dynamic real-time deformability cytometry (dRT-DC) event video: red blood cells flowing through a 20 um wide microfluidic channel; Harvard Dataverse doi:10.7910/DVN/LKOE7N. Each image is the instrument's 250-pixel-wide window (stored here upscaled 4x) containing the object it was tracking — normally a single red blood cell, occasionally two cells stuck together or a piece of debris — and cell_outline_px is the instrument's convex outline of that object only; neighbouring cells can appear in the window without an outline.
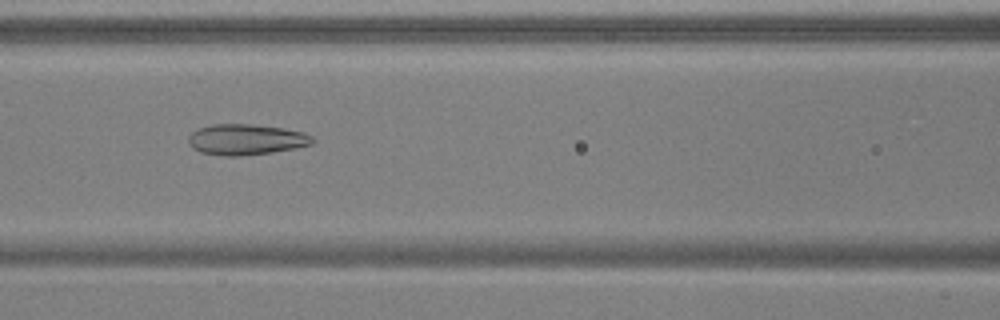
{"species": "common noctule bat (a hibernating species)", "species_latin": "Nyctalus noctula", "temperature_condition": "warm", "stored_images_in_passage": 47, "camera_frame_rate_fps": 3000, "um_per_image_px": 0.085, "animal": {"sex": "male", "body_mass_g": 17.9, "forearm_length_mm": 54.2}, "frame": {"image": 1, "passage_image": 18, "time_ms": 5.667, "image_size_px": [1000, 320], "cell_outline_px": [[316, 140], [312, 144], [296, 148], [272, 152], [240, 156], [224, 156], [200, 152], [192, 148], [188, 140], [188, 136], [196, 128], [212, 124], [252, 124], [284, 128], [304, 132], [312, 136]], "centroid_in_image_um": [20.92, 11.85], "position_along_channel_um": 145.7, "area_um2": 22.48}}
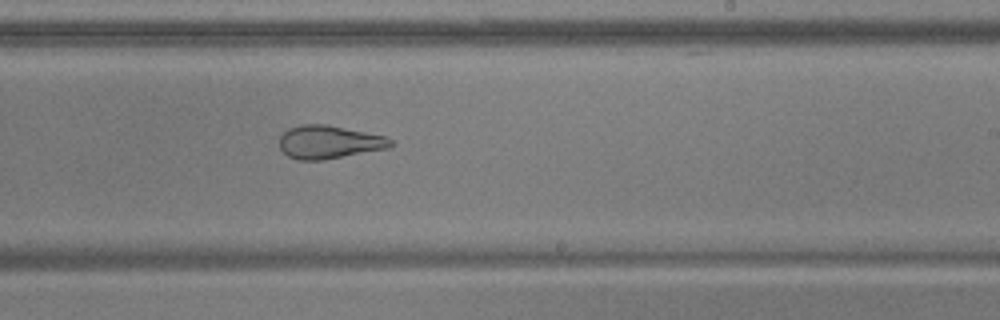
{"frame": {"image": 2, "passage_image": 27, "time_ms": 8.667, "image_size_px": [1000, 320], "cell_outline_px": [[392, 144], [388, 148], [324, 160], [300, 160], [288, 156], [280, 148], [280, 136], [288, 128], [300, 124], [328, 124], [384, 136], [392, 140]], "centroid_in_image_um": [27.94, 12.07], "position_along_channel_um": 261.1, "area_um2": 21.44}}
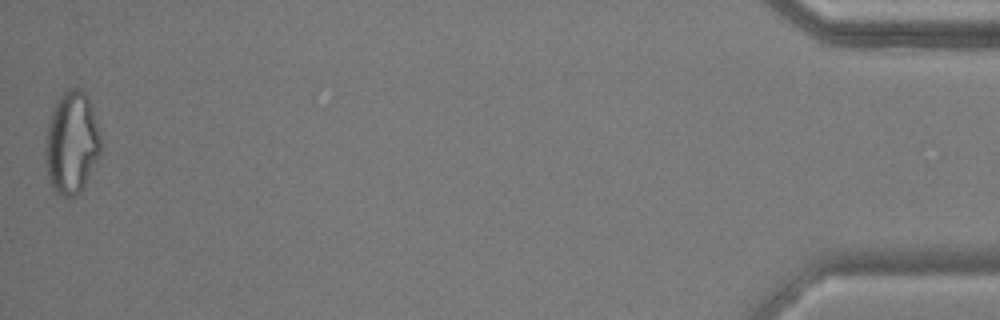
{"frame": {"image": 3, "passage_image": 47, "time_ms": 15.333, "image_size_px": [1000, 320], "cell_outline_px": [[100, 156], [84, 188], [76, 196], [60, 196], [52, 188], [48, 180], [44, 152], [44, 144], [48, 124], [52, 112], [60, 96], [68, 88], [76, 88], [84, 92], [88, 96], [92, 108], [100, 136]], "centroid_in_image_um": [6.08, 12.19], "position_along_channel_um": 429.1, "area_um2": 33.23}, "authors_computed_cell_mechanics": {"area_um2": 26.877, "velocity_mm_per_s": 3.8592, "shape_relaxation_time_tau1_ms": 9.4702, "shape_relaxation_time_tau2_ms": 2.122, "deformation_change_tau1": 0.2427, "deformation_change_tau2": 0.1143}}